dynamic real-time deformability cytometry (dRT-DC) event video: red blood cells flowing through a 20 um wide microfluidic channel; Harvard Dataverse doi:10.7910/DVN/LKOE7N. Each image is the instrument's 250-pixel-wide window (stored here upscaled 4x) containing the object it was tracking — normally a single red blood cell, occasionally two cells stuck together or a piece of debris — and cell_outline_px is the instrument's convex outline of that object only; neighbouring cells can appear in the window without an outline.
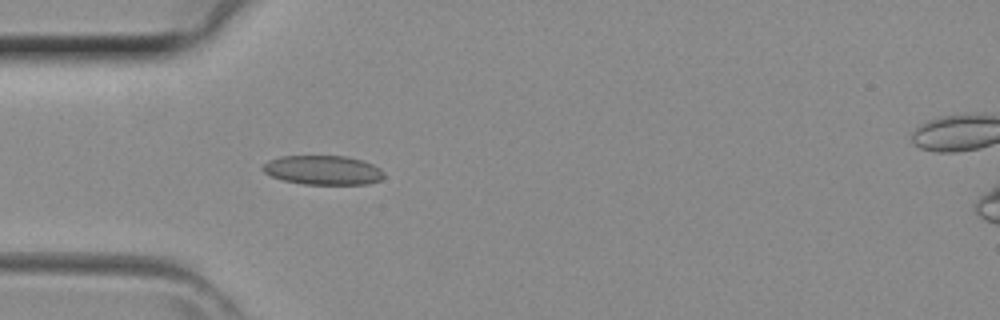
{"species": "common noctule bat (a hibernating species)", "species_latin": "Nyctalus noctula", "temperature_condition": "room temperature", "stored_images_in_passage": 38, "camera_frame_rate_fps": 3000, "um_per_image_px": 0.085, "animal": {"sex": "female", "body_mass_g": 29.2, "forearm_length_mm": 56.3}, "frame": {"image": 1, "passage_image": 8, "time_ms": 2.333, "image_size_px": [1000, 320], "cell_outline_px": [[384, 176], [380, 180], [368, 184], [304, 184], [284, 180], [272, 176], [264, 172], [260, 168], [268, 160], [280, 156], [344, 156], [364, 160], [380, 168], [384, 172]], "centroid_in_image_um": [27.46, 14.45], "position_along_channel_um": 57.5, "area_um2": 20.69}}
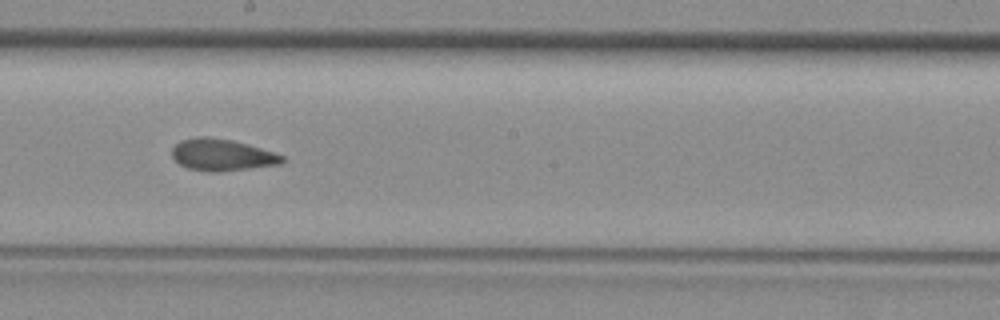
{"frame": {"image": 2, "passage_image": 19, "time_ms": 6.0, "image_size_px": [1000, 320], "cell_outline_px": [[288, 160], [280, 164], [220, 172], [208, 172], [188, 168], [180, 164], [172, 156], [172, 148], [180, 140], [200, 136], [208, 136], [232, 140], [260, 148], [284, 156]], "centroid_in_image_um": [18.87, 13.17], "position_along_channel_um": 229.3, "area_um2": 20.4}}
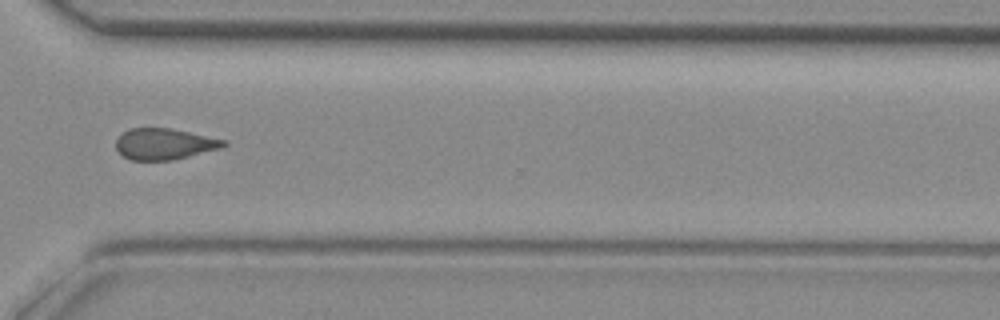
{"frame": {"image": 3, "passage_image": 27, "time_ms": 8.667, "image_size_px": [1000, 320], "cell_outline_px": [[228, 144], [224, 148], [172, 160], [132, 160], [124, 156], [116, 148], [116, 140], [124, 132], [132, 128], [172, 128], [224, 140]], "centroid_in_image_um": [14.0, 12.24], "position_along_channel_um": 356.6, "area_um2": 19.42}}